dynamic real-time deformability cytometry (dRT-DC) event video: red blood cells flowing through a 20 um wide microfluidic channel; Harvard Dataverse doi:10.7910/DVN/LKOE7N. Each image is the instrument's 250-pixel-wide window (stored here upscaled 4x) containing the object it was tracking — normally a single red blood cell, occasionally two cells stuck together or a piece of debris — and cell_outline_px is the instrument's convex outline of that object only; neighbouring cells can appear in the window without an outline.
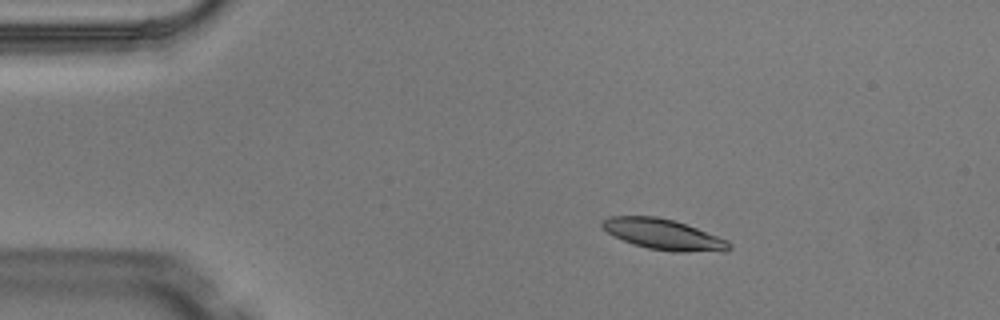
{"species": "Egyptian fruit bat (a non-hibernating species)", "species_latin": "Rousettus aegyptiacus", "temperature_condition": "warm", "stored_images_in_passage": 5, "camera_frame_rate_fps": 3000, "um_per_image_px": 0.085, "animal": {"sex": "male"}, "frame": {"image": 1, "passage_image": 3, "time_ms": 0.667, "image_size_px": [1000, 320], "cell_outline_px": [[732, 248], [728, 252], [672, 252], [648, 248], [632, 244], [608, 232], [600, 224], [600, 220], [608, 216], [656, 216], [672, 220], [696, 228], [728, 240], [732, 244]], "centroid_in_image_um": [56.43, 19.94], "position_along_channel_um": 28.6, "area_um2": 22.77}}
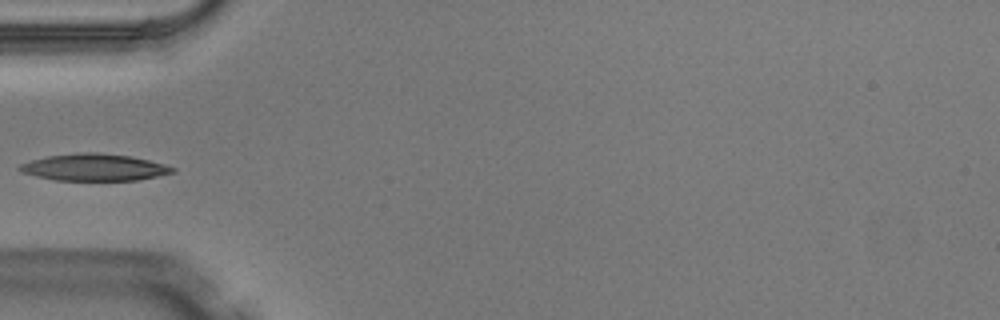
{"frame": {"image": 2, "passage_image": 5, "time_ms": 1.333, "image_size_px": [1000, 320], "cell_outline_px": [[176, 172], [140, 180], [56, 180], [36, 176], [20, 172], [16, 168], [20, 164], [32, 160], [48, 156], [80, 152], [96, 152], [132, 156], [164, 164], [176, 168]], "centroid_in_image_um": [8.02, 14.22], "position_along_channel_um": 77.0, "area_um2": 24.04}}